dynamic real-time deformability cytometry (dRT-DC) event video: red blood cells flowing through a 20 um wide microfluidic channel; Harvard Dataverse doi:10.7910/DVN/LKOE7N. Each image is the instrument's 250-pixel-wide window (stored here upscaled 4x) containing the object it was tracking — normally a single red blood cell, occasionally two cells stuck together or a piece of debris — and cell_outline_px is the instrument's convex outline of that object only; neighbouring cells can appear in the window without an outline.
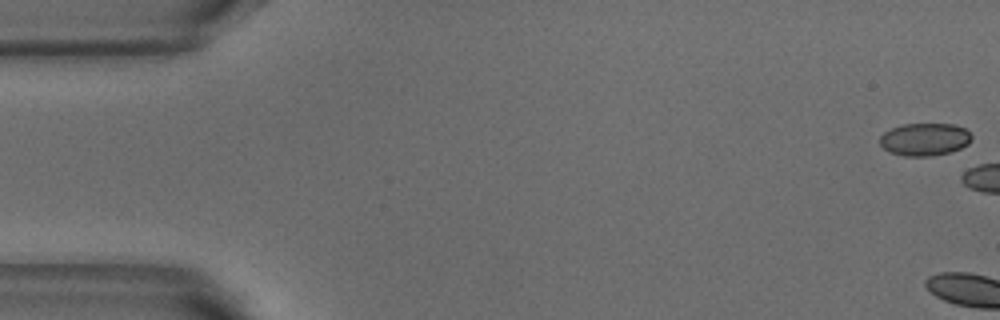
{"species": "common noctule bat (a hibernating species)", "species_latin": "Nyctalus noctula", "temperature_condition": "warm", "stored_images_in_passage": 6, "camera_frame_rate_fps": 3000, "um_per_image_px": 0.085, "animal": {"sex": "male", "body_mass_g": 18.8}, "frame": {"image": 1, "passage_image": 1, "time_ms": 0.0, "image_size_px": [1000, 320], "cell_outline_px": [[972, 140], [968, 144], [960, 148], [948, 152], [932, 156], [904, 156], [892, 152], [884, 148], [880, 144], [880, 136], [884, 132], [892, 128], [904, 124], [956, 124], [964, 128], [972, 136]], "centroid_in_image_um": [78.61, 11.84], "position_along_channel_um": 6.4, "area_um2": 17.34}}